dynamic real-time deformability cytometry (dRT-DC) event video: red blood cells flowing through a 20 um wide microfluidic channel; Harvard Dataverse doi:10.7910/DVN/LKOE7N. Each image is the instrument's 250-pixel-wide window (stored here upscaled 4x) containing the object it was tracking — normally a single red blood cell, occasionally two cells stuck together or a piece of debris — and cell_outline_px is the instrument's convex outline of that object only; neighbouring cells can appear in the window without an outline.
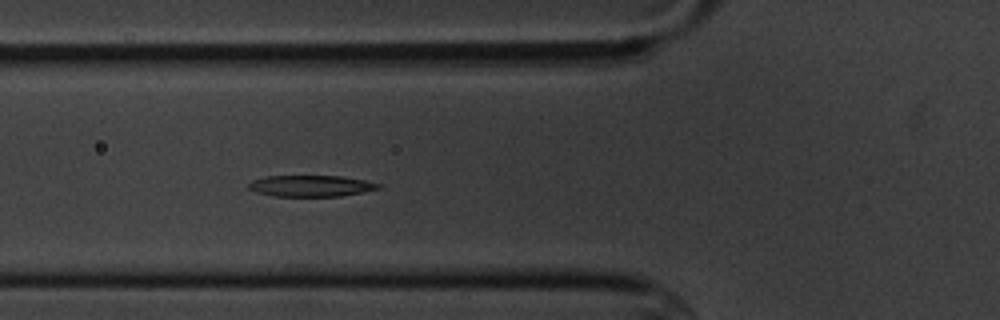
{"species": "common noctule bat (a hibernating species)", "species_latin": "Nyctalus noctula", "temperature_condition": "cold", "stored_images_in_passage": 6, "camera_frame_rate_fps": 3000, "um_per_image_px": 0.085, "animal": {"sex": "male", "body_mass_g": 20.1, "forearm_length_mm": 53.5}, "frame": {"image": 1, "passage_image": 6, "time_ms": 6.667, "image_size_px": [1000, 320], "cell_outline_px": [[384, 188], [340, 196], [272, 196], [256, 192], [248, 188], [248, 184], [252, 180], [268, 176], [340, 176], [364, 180], [380, 184]], "centroid_in_image_um": [26.44, 15.8], "position_along_channel_um": 99.4, "area_um2": 16.07}}